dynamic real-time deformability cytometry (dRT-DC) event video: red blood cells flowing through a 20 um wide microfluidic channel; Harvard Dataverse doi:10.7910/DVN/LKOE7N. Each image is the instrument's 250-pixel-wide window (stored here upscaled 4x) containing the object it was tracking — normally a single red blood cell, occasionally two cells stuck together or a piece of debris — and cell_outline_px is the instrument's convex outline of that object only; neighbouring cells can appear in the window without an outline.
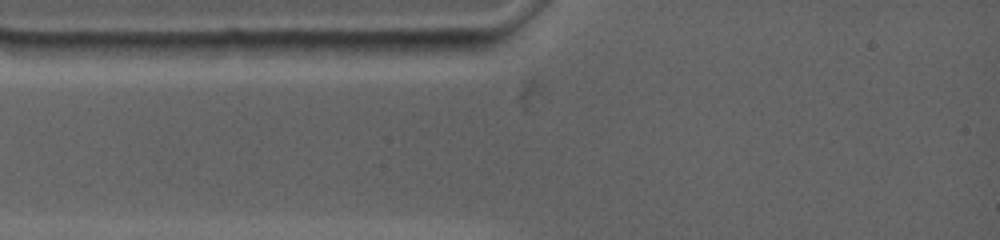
{"species": "common noctule bat (a hibernating species)", "species_latin": "Nyctalus noctula", "temperature_condition": "warm", "stored_images_in_passage": 2, "camera_frame_rate_fps": 4500, "um_per_image_px": 0.085, "animal": {"sex": "female", "body_mass_g": 19.0, "forearm_length_mm": 53.3}, "frame": {"image": 1, "passage_image": 1, "time_ms": 0.0, "image_size_px": [1000, 240], "cell_outline_px": [[480, 48], [448, 56], [412, 60], [388, 52], [368, 40], [480, 40]], "centroid_in_image_um": [36.27, 4.06], "position_along_channel_um": 48.7, "area_um2": 11.1}}